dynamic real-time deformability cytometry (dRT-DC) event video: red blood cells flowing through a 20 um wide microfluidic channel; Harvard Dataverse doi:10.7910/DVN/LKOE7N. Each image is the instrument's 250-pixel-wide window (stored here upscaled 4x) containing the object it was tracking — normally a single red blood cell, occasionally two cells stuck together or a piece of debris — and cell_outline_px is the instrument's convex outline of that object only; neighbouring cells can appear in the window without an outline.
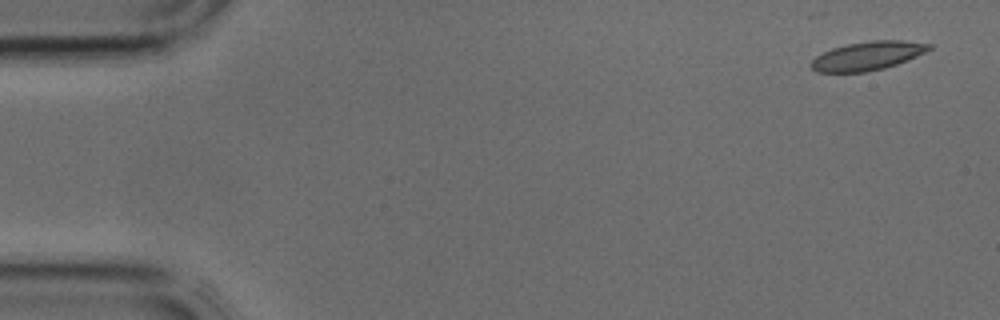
{"species": "common noctule bat (a hibernating species)", "species_latin": "Nyctalus noctula", "temperature_condition": "cold", "stored_images_in_passage": 2, "camera_frame_rate_fps": 3000, "um_per_image_px": 0.085, "animal": {"sex": "male", "body_mass_g": 17.9, "forearm_length_mm": 54.2}, "frame": {"image": 1, "passage_image": 2, "time_ms": 0.333, "image_size_px": [1000, 320], "cell_outline_px": [[932, 48], [908, 60], [884, 68], [864, 72], [816, 72], [812, 68], [812, 60], [816, 56], [832, 48], [848, 44], [872, 40], [904, 40], [932, 44]], "centroid_in_image_um": [73.76, 4.74], "position_along_channel_um": 11.2, "area_um2": 19.54}}